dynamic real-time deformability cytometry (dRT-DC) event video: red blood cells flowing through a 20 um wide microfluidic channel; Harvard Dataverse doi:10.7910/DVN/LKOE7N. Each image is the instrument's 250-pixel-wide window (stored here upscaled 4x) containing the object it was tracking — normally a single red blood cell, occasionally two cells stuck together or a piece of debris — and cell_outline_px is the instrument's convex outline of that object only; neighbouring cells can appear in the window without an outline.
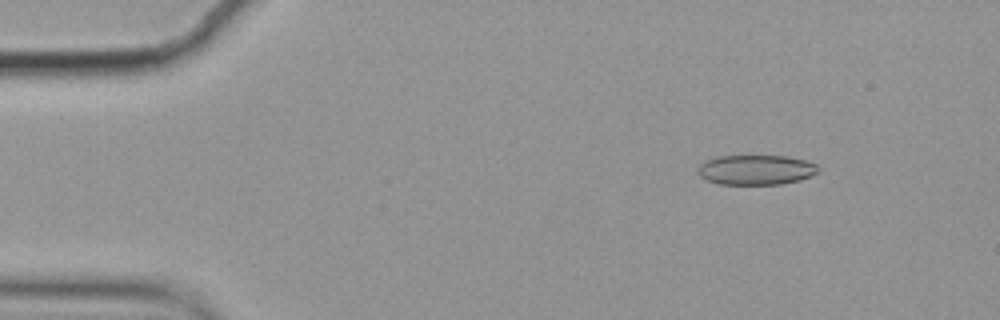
{"species": "common noctule bat (a hibernating species)", "species_latin": "Nyctalus noctula", "temperature_condition": "cold", "stored_images_in_passage": 9, "camera_frame_rate_fps": 3000, "um_per_image_px": 0.085, "animal": {"sex": "female", "body_mass_g": 19.9}, "frame": {"image": 1, "passage_image": 2, "time_ms": 0.333, "image_size_px": [1000, 320], "cell_outline_px": [[820, 172], [800, 180], [780, 184], [716, 184], [700, 176], [696, 172], [696, 168], [700, 164], [708, 160], [720, 156], [788, 156], [804, 160], [816, 164], [820, 168]], "centroid_in_image_um": [64.27, 14.44], "position_along_channel_um": 20.7, "area_um2": 21.04}}
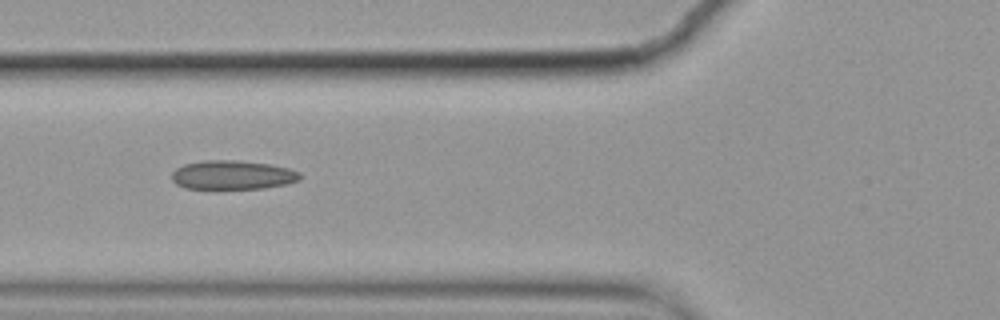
{"frame": {"image": 2, "passage_image": 6, "time_ms": 1.667, "image_size_px": [1000, 320], "cell_outline_px": [[300, 180], [284, 184], [264, 188], [184, 188], [176, 184], [172, 180], [172, 172], [176, 168], [184, 164], [204, 160], [236, 160], [272, 164], [288, 168], [300, 172]], "centroid_in_image_um": [19.75, 14.86], "position_along_channel_um": 106.0, "area_um2": 21.62}}
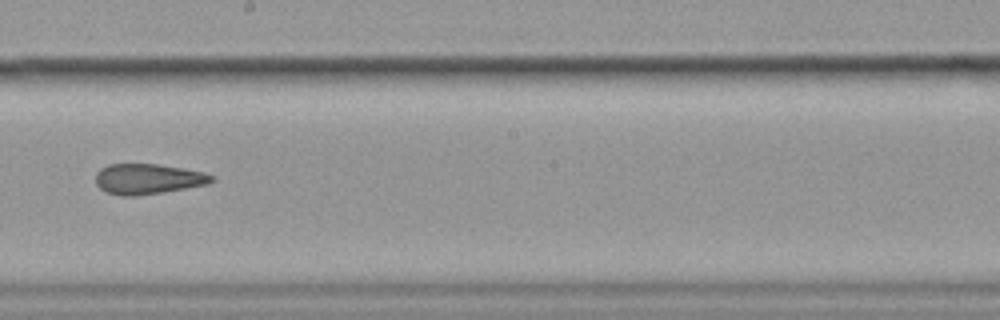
{"frame": {"image": 3, "passage_image": 9, "time_ms": 2.667, "image_size_px": [1000, 320], "cell_outline_px": [[216, 180], [208, 184], [164, 192], [136, 196], [120, 196], [104, 192], [96, 184], [96, 172], [100, 168], [108, 164], [156, 164], [184, 168], [204, 172], [212, 176]], "centroid_in_image_um": [12.55, 15.22], "position_along_channel_um": 235.6, "area_um2": 20.75}}